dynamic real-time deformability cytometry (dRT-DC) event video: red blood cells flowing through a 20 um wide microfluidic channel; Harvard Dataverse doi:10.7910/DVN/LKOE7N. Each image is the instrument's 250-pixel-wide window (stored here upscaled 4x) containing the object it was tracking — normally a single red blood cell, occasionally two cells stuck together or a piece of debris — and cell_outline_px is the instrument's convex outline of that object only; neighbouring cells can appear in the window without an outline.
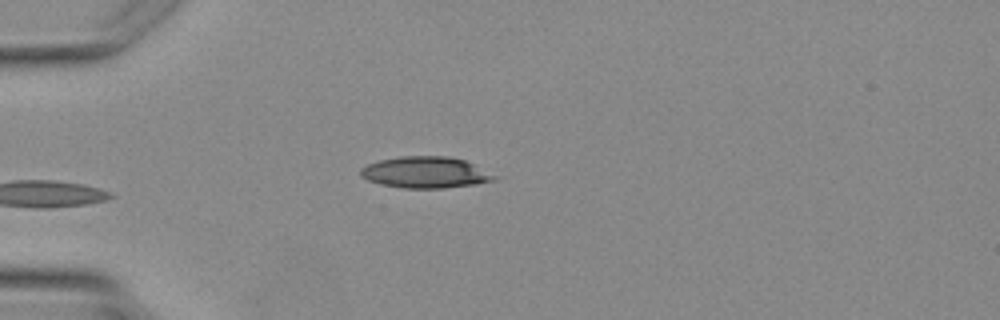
{"species": "Egyptian fruit bat (a non-hibernating species)", "species_latin": "Rousettus aegyptiacus", "temperature_condition": "warm", "stored_images_in_passage": 3, "camera_frame_rate_fps": 3000, "um_per_image_px": 0.085, "animal": {"sex": "female"}, "frame": {"image": 1, "passage_image": 3, "time_ms": 2.667, "image_size_px": [1000, 320], "cell_outline_px": [[500, 176], [496, 180], [476, 184], [444, 188], [404, 188], [384, 184], [368, 180], [360, 176], [360, 168], [368, 164], [380, 160], [400, 156], [448, 156], [464, 160]], "centroid_in_image_um": [36.21, 14.65], "position_along_channel_um": 48.8, "area_um2": 24.45}}